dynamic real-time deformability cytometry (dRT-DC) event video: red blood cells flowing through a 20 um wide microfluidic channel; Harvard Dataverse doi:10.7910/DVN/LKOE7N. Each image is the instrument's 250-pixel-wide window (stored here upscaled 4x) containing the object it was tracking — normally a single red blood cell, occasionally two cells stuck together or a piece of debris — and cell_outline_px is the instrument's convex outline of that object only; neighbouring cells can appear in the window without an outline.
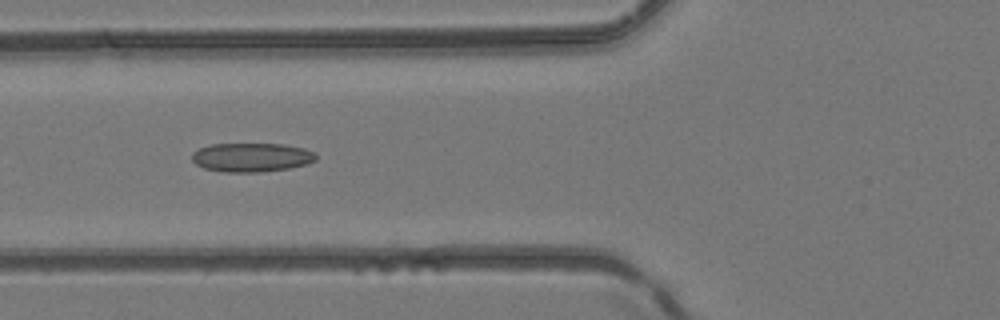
{"species": "common noctule bat (a hibernating species)", "species_latin": "Nyctalus noctula", "temperature_condition": "room temperature", "stored_images_in_passage": 3, "camera_frame_rate_fps": 3000, "um_per_image_px": 0.085, "animal": {"sex": "female", "body_mass_g": 24.6, "forearm_length_mm": 56.2}, "frame": {"image": 1, "passage_image": 2, "time_ms": 0.333, "image_size_px": [1000, 320], "cell_outline_px": [[316, 160], [304, 164], [288, 168], [260, 172], [220, 172], [204, 168], [196, 164], [192, 160], [192, 152], [200, 148], [212, 144], [284, 144], [304, 148], [316, 152]], "centroid_in_image_um": [21.37, 13.37], "position_along_channel_um": 104.4, "area_um2": 20.92}}
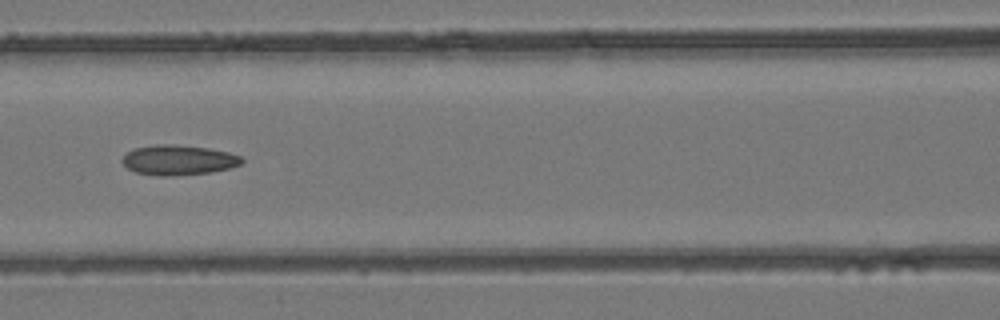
{"frame": {"image": 2, "passage_image": 3, "time_ms": 0.667, "image_size_px": [1000, 320], "cell_outline_px": [[244, 160], [240, 164], [228, 168], [212, 172], [172, 176], [160, 176], [136, 172], [128, 168], [120, 160], [132, 148], [156, 144], [172, 144], [208, 148], [228, 152], [240, 156]], "centroid_in_image_um": [15.14, 13.6], "position_along_channel_um": 151.5, "area_um2": 20.87}}